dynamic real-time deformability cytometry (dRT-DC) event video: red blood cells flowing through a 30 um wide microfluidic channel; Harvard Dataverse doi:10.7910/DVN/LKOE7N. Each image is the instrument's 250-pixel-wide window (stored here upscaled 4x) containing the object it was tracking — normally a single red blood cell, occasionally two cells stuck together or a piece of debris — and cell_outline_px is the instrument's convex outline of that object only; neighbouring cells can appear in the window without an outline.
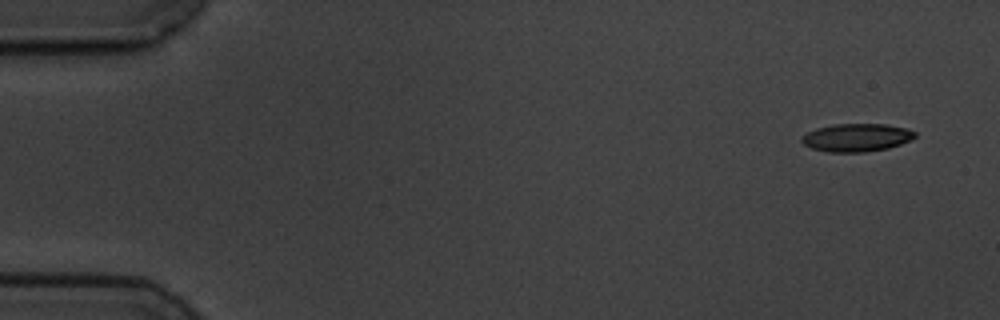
{"species": "common noctule bat (a hibernating species)", "species_latin": "Nyctalus noctula", "temperature_condition": "cold", "stored_images_in_passage": 5, "camera_frame_rate_fps": 3000, "um_per_image_px": 0.085, "animal": {"sex": "male", "body_mass_g": 19.5, "forearm_length_mm": 54.6}, "frame": {"image": 1, "passage_image": 1, "time_ms": 0.0, "image_size_px": [1000, 320], "cell_outline_px": [[916, 136], [912, 140], [888, 148], [864, 152], [828, 152], [812, 148], [804, 144], [800, 140], [808, 132], [816, 128], [836, 124], [888, 124], [908, 128], [916, 132]], "centroid_in_image_um": [72.86, 11.69], "position_along_channel_um": 12.1, "area_um2": 18.5}}
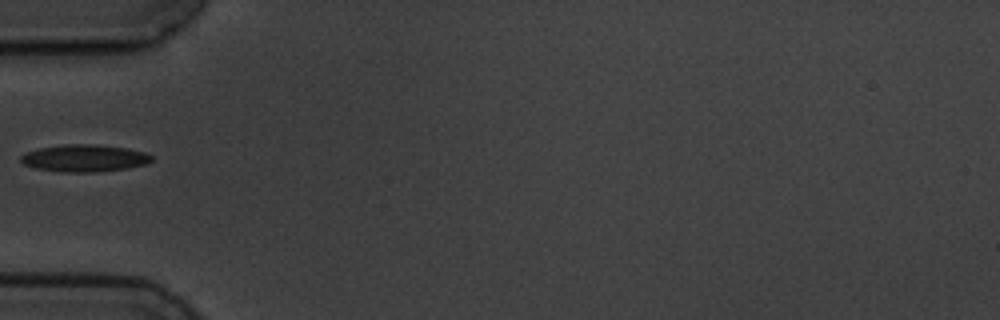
{"frame": {"image": 2, "passage_image": 5, "time_ms": 5.333, "image_size_px": [1000, 320], "cell_outline_px": [[152, 160], [148, 164], [124, 168], [96, 172], [64, 172], [36, 168], [24, 164], [20, 160], [20, 156], [24, 152], [40, 148], [68, 144], [96, 144], [128, 148], [144, 152], [152, 156]], "centroid_in_image_um": [7.17, 13.44], "position_along_channel_um": 77.8, "area_um2": 20.63}}